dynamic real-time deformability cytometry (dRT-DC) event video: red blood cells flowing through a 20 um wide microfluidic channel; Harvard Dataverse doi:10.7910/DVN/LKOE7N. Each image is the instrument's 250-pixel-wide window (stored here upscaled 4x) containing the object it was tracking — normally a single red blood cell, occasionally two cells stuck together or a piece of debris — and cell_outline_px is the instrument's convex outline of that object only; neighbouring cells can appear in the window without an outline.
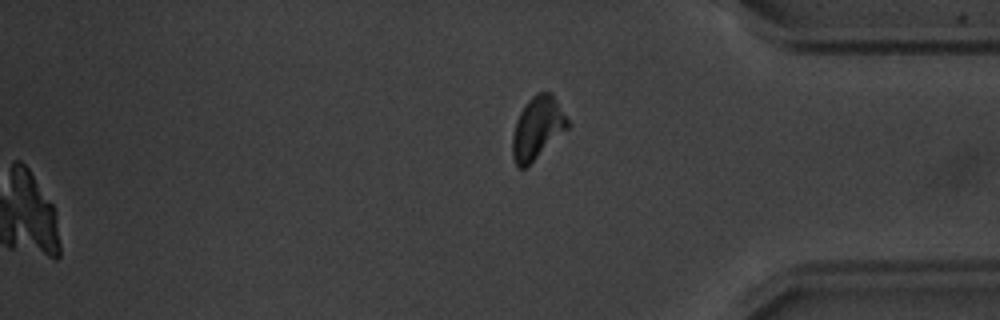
{"species": "common noctule bat (a hibernating species)", "species_latin": "Nyctalus noctula", "temperature_condition": "warm", "stored_images_in_passage": 39, "camera_frame_rate_fps": 3000, "um_per_image_px": 0.085, "animal": {"sex": "male", "body_mass_g": 20.1, "forearm_length_mm": 53.5}, "frame": {"image": 1, "passage_image": 39, "time_ms": 12.667, "image_size_px": [1000, 320], "cell_outline_px": [[568, 128], [524, 168], [516, 168], [512, 156], [512, 136], [516, 120], [520, 112], [528, 100], [536, 92], [552, 92], [568, 120]], "centroid_in_image_um": [45.65, 10.86], "position_along_channel_um": 389.6, "area_um2": 19.83}}